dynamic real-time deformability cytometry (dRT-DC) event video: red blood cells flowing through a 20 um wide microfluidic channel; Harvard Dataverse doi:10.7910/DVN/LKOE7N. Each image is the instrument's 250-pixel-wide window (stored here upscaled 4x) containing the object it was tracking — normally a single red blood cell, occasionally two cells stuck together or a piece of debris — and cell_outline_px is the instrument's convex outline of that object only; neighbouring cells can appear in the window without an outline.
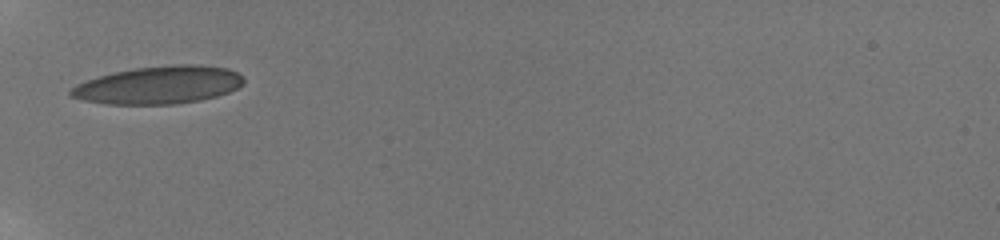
{"species": "human", "species_latin": "Homo sapiens", "temperature_condition": "room temperature", "stored_images_in_passage": 11, "camera_frame_rate_fps": 3000, "um_per_image_px": 0.085, "donor": {"sex": "male"}, "frame": {"image": 1, "passage_image": 1, "time_ms": 0.0, "image_size_px": [1000, 240], "cell_outline_px": [[244, 84], [228, 92], [216, 96], [200, 100], [176, 104], [108, 104], [84, 100], [68, 96], [68, 92], [76, 84], [100, 76], [116, 72], [136, 68], [176, 64], [196, 64], [228, 68], [236, 72], [244, 80]], "centroid_in_image_um": [13.49, 7.23], "position_along_channel_um": 71.5, "area_um2": 37.8}}
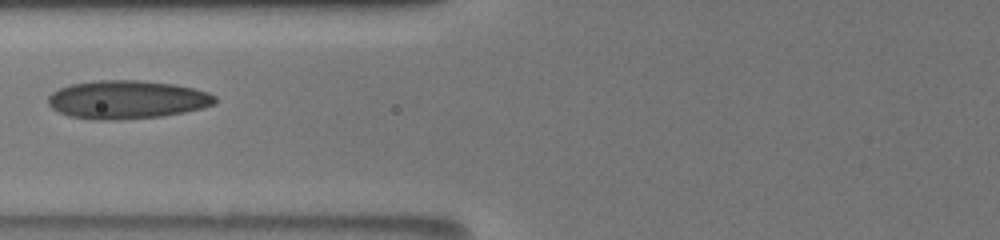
{"frame": {"image": 2, "passage_image": 4, "time_ms": 1.333, "image_size_px": [1000, 240], "cell_outline_px": [[216, 104], [184, 112], [160, 116], [116, 120], [96, 120], [68, 116], [52, 108], [48, 104], [48, 96], [52, 92], [60, 88], [72, 84], [96, 80], [140, 80], [172, 84], [192, 88], [208, 92], [216, 96]], "centroid_in_image_um": [10.78, 8.47], "position_along_channel_um": 115.0, "area_um2": 37.22}}